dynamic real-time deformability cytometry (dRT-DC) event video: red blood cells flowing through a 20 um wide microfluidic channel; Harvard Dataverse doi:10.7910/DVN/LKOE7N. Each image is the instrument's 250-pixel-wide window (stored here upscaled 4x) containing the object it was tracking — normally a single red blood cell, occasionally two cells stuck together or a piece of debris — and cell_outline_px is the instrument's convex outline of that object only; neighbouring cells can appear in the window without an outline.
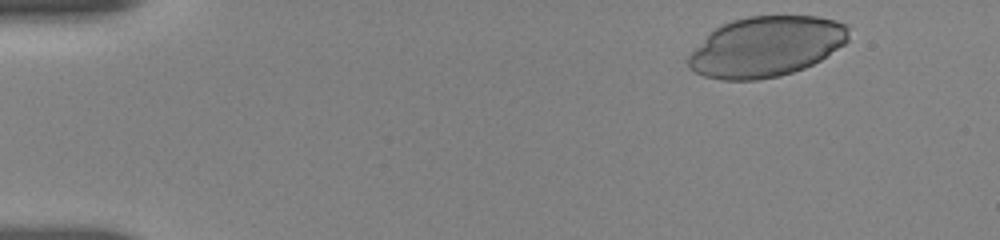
{"species": "human", "species_latin": "Homo sapiens", "temperature_condition": "room temperature", "stored_images_in_passage": 51, "camera_frame_rate_fps": 3000, "um_per_image_px": 0.085, "donor": {"sex": "female"}, "frame": {"image": 1, "passage_image": 2, "time_ms": 0.333, "image_size_px": [1000, 240], "cell_outline_px": [[848, 40], [844, 44], [820, 60], [804, 68], [780, 76], [756, 80], [720, 80], [704, 76], [688, 68], [688, 56], [716, 28], [732, 20], [748, 16], [816, 16], [836, 20], [844, 24], [848, 28]], "centroid_in_image_um": [65.13, 3.97], "position_along_channel_um": 19.9, "area_um2": 55.95}}